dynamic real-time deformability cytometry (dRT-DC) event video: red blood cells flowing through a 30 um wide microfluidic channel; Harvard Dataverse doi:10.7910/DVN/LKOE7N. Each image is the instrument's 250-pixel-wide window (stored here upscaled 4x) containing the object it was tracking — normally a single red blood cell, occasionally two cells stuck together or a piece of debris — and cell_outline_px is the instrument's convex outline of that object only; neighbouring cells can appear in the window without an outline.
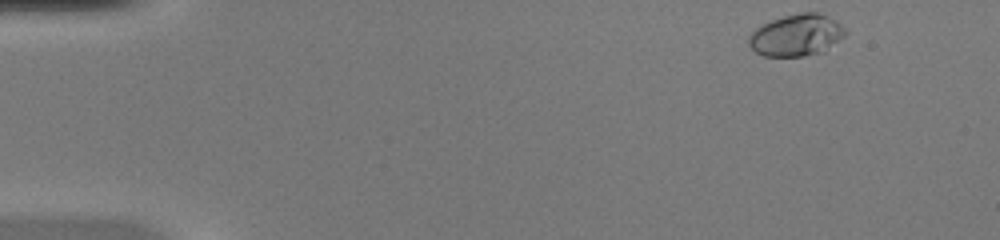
{"species": "common noctule bat (a hibernating species)", "species_latin": "Nyctalus noctula", "temperature_condition": "warm", "stored_images_in_passage": 46, "camera_frame_rate_fps": 3000, "um_per_image_px": 0.085, "animal": {"sex": "female", "body_mass_g": 20.0, "forearm_length_mm": 54.0}, "frame": {"image": 1, "passage_image": 1, "time_ms": 0.0, "image_size_px": [1000, 240], "cell_outline_px": [[848, 32], [844, 36], [824, 52], [804, 56], [764, 56], [756, 52], [748, 44], [748, 36], [756, 28], [772, 20], [784, 16], [800, 12], [816, 12], [836, 20]], "centroid_in_image_um": [67.71, 3.0], "position_along_channel_um": 17.3, "area_um2": 23.47}}
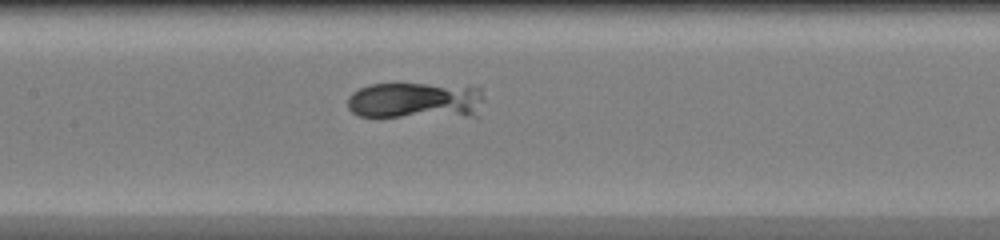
{"frame": {"image": 2, "passage_image": 21, "time_ms": 6.667, "image_size_px": [1000, 240], "cell_outline_px": [[484, 100], [480, 116], [360, 116], [352, 112], [348, 108], [348, 96], [352, 92], [368, 84], [480, 84], [484, 96]], "centroid_in_image_um": [35.47, 8.51], "position_along_channel_um": 171.9, "area_um2": 30.0}}
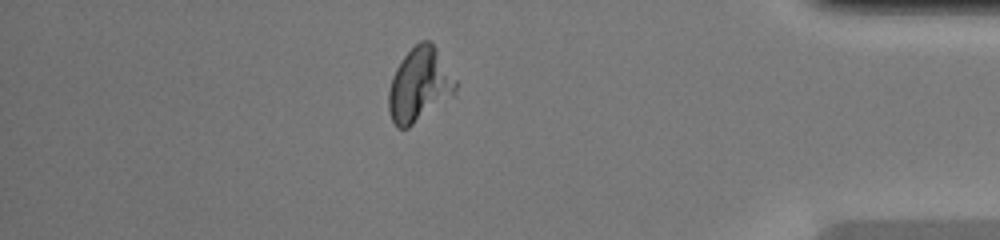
{"frame": {"image": 3, "passage_image": 40, "time_ms": 13.0, "image_size_px": [1000, 240], "cell_outline_px": [[456, 96], [408, 128], [396, 128], [392, 120], [388, 108], [388, 92], [392, 76], [396, 68], [404, 56], [420, 40], [428, 40], [436, 48], [456, 80]], "centroid_in_image_um": [35.67, 7.26], "position_along_channel_um": 399.5, "area_um2": 29.07}}